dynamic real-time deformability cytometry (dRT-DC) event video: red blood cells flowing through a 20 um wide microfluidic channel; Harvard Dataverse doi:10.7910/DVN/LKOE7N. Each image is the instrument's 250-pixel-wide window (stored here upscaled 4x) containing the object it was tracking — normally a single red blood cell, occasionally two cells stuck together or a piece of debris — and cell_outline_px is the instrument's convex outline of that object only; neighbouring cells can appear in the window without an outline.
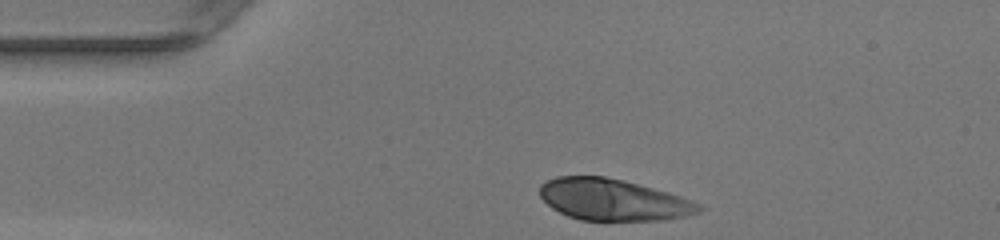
{"species": "human", "species_latin": "Homo sapiens", "temperature_condition": "warm", "stored_images_in_passage": 28, "camera_frame_rate_fps": 3000, "um_per_image_px": 0.085, "donor": {"sex": "female"}, "frame": {"image": 1, "passage_image": 1, "time_ms": 0.0, "image_size_px": [1000, 240], "cell_outline_px": [[704, 208], [700, 212], [684, 216], [660, 220], [580, 220], [568, 216], [552, 208], [540, 196], [540, 184], [556, 176], [604, 176], [624, 180], [668, 192], [704, 204]], "centroid_in_image_um": [52.13, 16.97], "position_along_channel_um": 32.9, "area_um2": 38.49}}
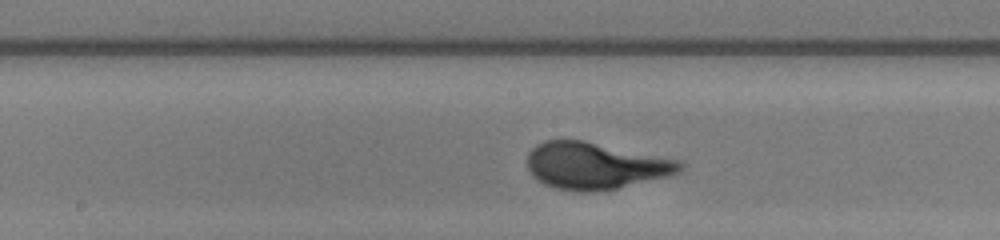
{"frame": {"image": 2, "passage_image": 16, "time_ms": 5.0, "image_size_px": [1000, 240], "cell_outline_px": [[684, 168], [680, 172], [668, 176], [616, 188], [596, 192], [580, 192], [556, 188], [544, 184], [532, 176], [528, 168], [528, 152], [536, 144], [544, 140], [584, 140], [680, 160], [684, 164]], "centroid_in_image_um": [50.6, 14.08], "position_along_channel_um": 197.6, "area_um2": 41.73}}
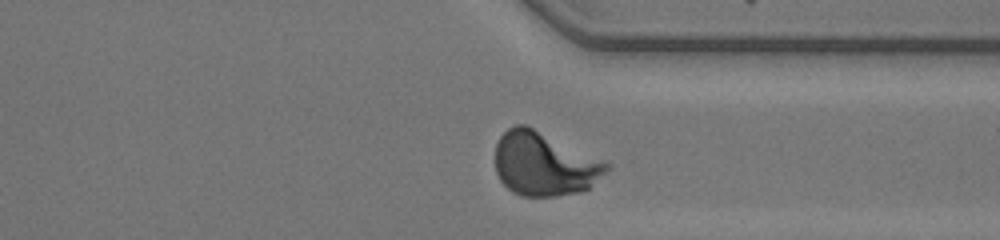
{"frame": {"image": 3, "passage_image": 28, "time_ms": 9.0, "image_size_px": [1000, 240], "cell_outline_px": [[608, 168], [588, 188], [580, 192], [556, 196], [520, 196], [512, 192], [500, 180], [496, 172], [496, 144], [500, 136], [508, 128], [516, 124], [524, 124], [608, 164]], "centroid_in_image_um": [46.17, 13.96], "position_along_channel_um": 365.2, "area_um2": 40.23}, "authors_computed_cell_mechanics": {"area_um2": 40.1132, "velocity_mm_per_s": 4.2037, "shape_relaxation_time_tau1_ms": 3.3523, "shape_relaxation_time_tau2_ms": null, "deformation_change_tau1": 0.2084, "deformation_change_tau2": null}}